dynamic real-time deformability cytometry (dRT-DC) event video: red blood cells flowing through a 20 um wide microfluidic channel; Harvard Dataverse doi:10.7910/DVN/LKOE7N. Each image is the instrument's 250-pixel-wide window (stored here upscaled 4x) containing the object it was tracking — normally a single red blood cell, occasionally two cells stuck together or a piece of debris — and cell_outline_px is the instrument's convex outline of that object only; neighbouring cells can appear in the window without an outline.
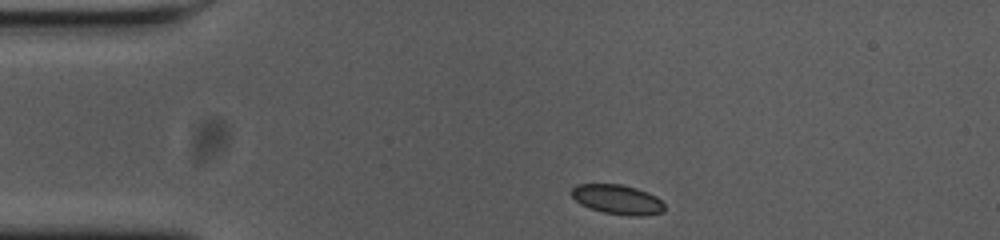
{"species": "common noctule bat (a hibernating species)", "species_latin": "Nyctalus noctula", "temperature_condition": "cold", "stored_images_in_passage": 46, "camera_frame_rate_fps": 3000, "um_per_image_px": 0.085, "animal": {"sex": "female", "body_mass_g": 23.0, "forearm_length_mm": 53.4}, "frame": {"image": 1, "passage_image": 1, "time_ms": 0.0, "image_size_px": [1000, 240], "cell_outline_px": [[664, 212], [644, 216], [628, 216], [604, 212], [580, 204], [572, 196], [572, 188], [576, 184], [620, 184], [636, 188], [648, 192], [656, 196], [664, 204]], "centroid_in_image_um": [52.51, 16.96], "position_along_channel_um": 32.5, "area_um2": 16.01}}
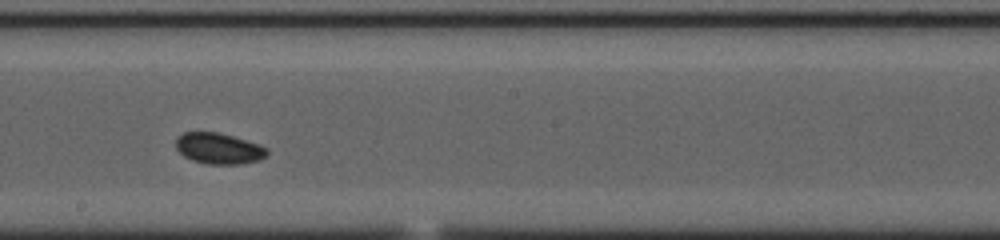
{"frame": {"image": 2, "passage_image": 21, "time_ms": 6.667, "image_size_px": [1000, 240], "cell_outline_px": [[268, 156], [260, 160], [240, 164], [208, 164], [192, 160], [184, 156], [176, 148], [176, 140], [184, 132], [216, 132], [232, 136], [260, 144], [268, 148]], "centroid_in_image_um": [18.64, 12.63], "position_along_channel_um": 229.6, "area_um2": 16.47}}
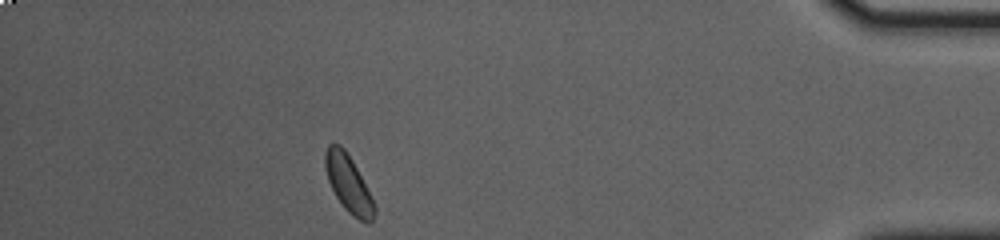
{"frame": {"image": 3, "passage_image": 40, "time_ms": 13.0, "image_size_px": [1000, 240], "cell_outline_px": [[376, 212], [372, 224], [368, 224], [352, 216], [344, 208], [336, 196], [328, 180], [324, 168], [324, 152], [328, 144], [340, 144], [344, 148], [352, 160], [372, 196], [376, 208]], "centroid_in_image_um": [29.63, 15.64], "position_along_channel_um": 405.6, "area_um2": 16.59}, "authors_computed_cell_mechanics": {"area_um2": 16.184, "velocity_mm_per_s": 3.6111, "shape_relaxation_time_tau1_ms": 1.0436, "shape_relaxation_time_tau2_ms": null, "deformation_change_tau1": 0.0461, "deformation_change_tau2": null}}